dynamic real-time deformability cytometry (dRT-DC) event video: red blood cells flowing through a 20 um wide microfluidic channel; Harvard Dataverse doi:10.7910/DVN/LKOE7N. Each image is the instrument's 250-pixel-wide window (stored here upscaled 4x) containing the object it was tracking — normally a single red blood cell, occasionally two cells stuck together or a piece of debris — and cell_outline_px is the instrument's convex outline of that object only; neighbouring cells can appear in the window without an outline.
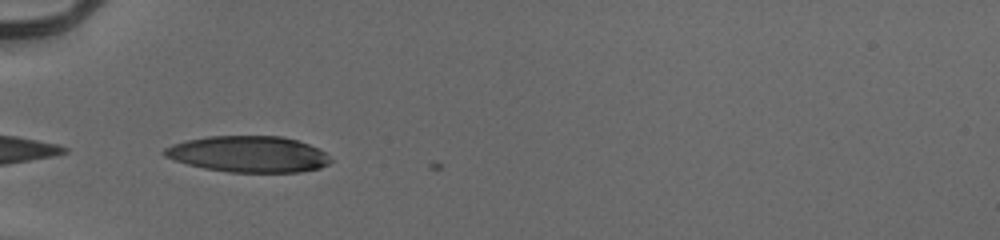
{"species": "human", "species_latin": "Homo sapiens", "temperature_condition": "cold", "stored_images_in_passage": 34, "camera_frame_rate_fps": 3000, "um_per_image_px": 0.085, "donor": {"sex": "male"}, "frame": {"image": 1, "passage_image": 1, "time_ms": 0.0, "image_size_px": [1000, 240], "cell_outline_px": [[332, 160], [328, 164], [320, 168], [300, 172], [228, 172], [204, 168], [188, 164], [164, 156], [160, 152], [164, 148], [172, 144], [188, 140], [208, 136], [280, 136], [296, 140], [308, 144], [324, 152]], "centroid_in_image_um": [21.09, 13.1], "position_along_channel_um": 63.9, "area_um2": 34.91}}
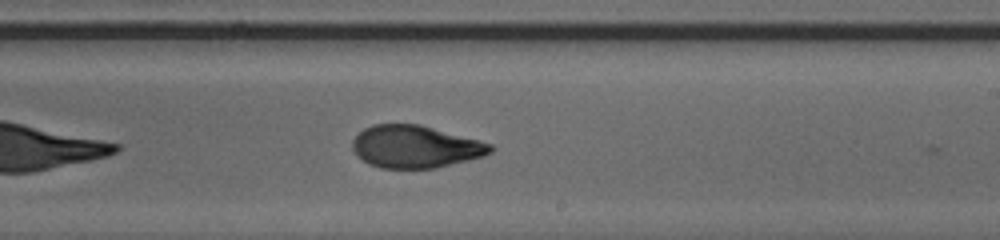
{"frame": {"image": 2, "passage_image": 16, "time_ms": 5.0, "image_size_px": [1000, 240], "cell_outline_px": [[496, 148], [492, 152], [484, 156], [436, 168], [380, 168], [368, 164], [356, 156], [352, 148], [352, 140], [364, 128], [372, 124], [420, 124], [492, 144]], "centroid_in_image_um": [35.29, 12.47], "position_along_channel_um": 253.7, "area_um2": 34.22}}
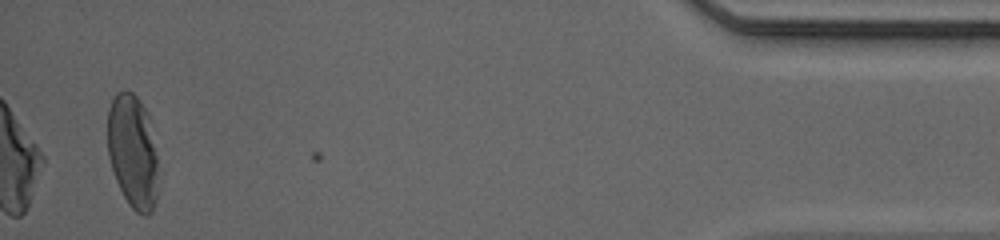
{"frame": {"image": 3, "passage_image": 34, "time_ms": 11.0, "image_size_px": [1000, 240], "cell_outline_px": [[156, 200], [152, 212], [148, 216], [144, 216], [136, 212], [128, 204], [116, 180], [108, 156], [108, 108], [116, 92], [124, 88], [132, 92], [136, 96], [144, 108], [148, 116], [156, 148]], "centroid_in_image_um": [11.27, 12.87], "position_along_channel_um": 423.9, "area_um2": 33.47}, "authors_computed_cell_mechanics": {"area_um2": 34.8534, "velocity_mm_per_s": 3.961, "shape_relaxation_time_tau1_ms": 3.976, "shape_relaxation_time_tau2_ms": 1.4529, "deformation_change_tau1": 0.2091, "deformation_change_tau2": 0.0754}}